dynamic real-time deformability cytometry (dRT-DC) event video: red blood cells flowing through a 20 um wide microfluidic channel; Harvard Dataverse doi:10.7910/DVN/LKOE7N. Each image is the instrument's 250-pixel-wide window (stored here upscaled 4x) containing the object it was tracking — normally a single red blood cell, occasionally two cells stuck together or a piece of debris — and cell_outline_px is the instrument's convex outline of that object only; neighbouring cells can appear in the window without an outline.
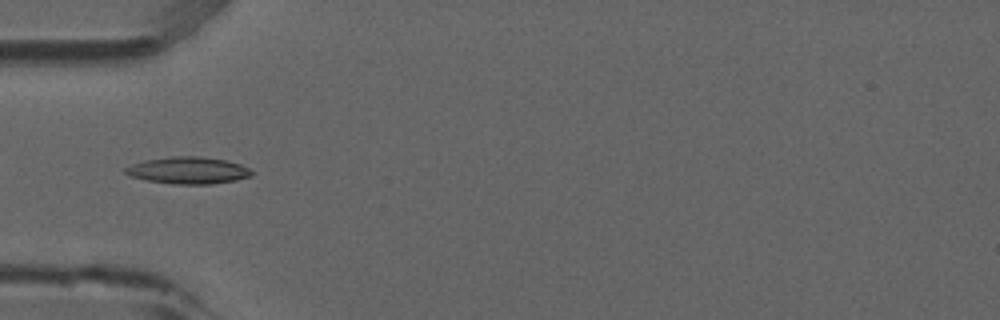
{"species": "common noctule bat (a hibernating species)", "species_latin": "Nyctalus noctula", "temperature_condition": "room temperature", "stored_images_in_passage": 5, "camera_frame_rate_fps": 3000, "um_per_image_px": 0.085, "animal": {"sex": "male", "forearm_length_mm": 52.5}, "frame": {"image": 1, "passage_image": 5, "time_ms": 1.333, "image_size_px": [1000, 320], "cell_outline_px": [[252, 176], [236, 180], [212, 184], [172, 184], [148, 180], [132, 176], [124, 172], [124, 168], [132, 164], [144, 160], [172, 156], [200, 156], [228, 160], [240, 164], [248, 168], [252, 172]], "centroid_in_image_um": [16.01, 14.47], "position_along_channel_um": 69.0, "area_um2": 19.83}}